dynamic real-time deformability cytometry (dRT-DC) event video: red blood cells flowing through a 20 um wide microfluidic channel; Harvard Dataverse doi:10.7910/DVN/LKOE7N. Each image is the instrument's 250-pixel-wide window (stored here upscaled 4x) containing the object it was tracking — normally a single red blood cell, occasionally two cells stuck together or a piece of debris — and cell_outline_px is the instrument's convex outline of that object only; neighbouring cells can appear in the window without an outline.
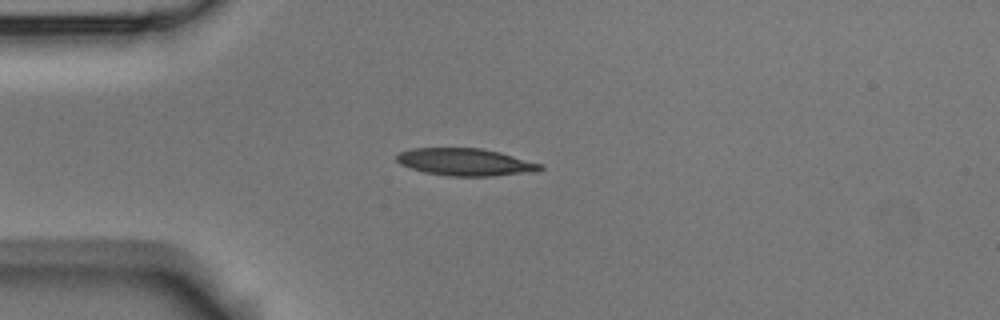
{"species": "Egyptian fruit bat (a non-hibernating species)", "species_latin": "Rousettus aegyptiacus", "temperature_condition": "room temperature", "stored_images_in_passage": 4, "camera_frame_rate_fps": 3000, "um_per_image_px": 0.085, "animal": {"sex": "male"}, "frame": {"image": 1, "passage_image": 3, "time_ms": 0.667, "image_size_px": [1000, 320], "cell_outline_px": [[544, 168], [536, 172], [492, 176], [448, 176], [424, 172], [400, 164], [396, 160], [396, 156], [400, 152], [412, 148], [480, 148], [500, 152], [544, 164]], "centroid_in_image_um": [39.6, 13.78], "position_along_channel_um": 45.4, "area_um2": 23.0}}
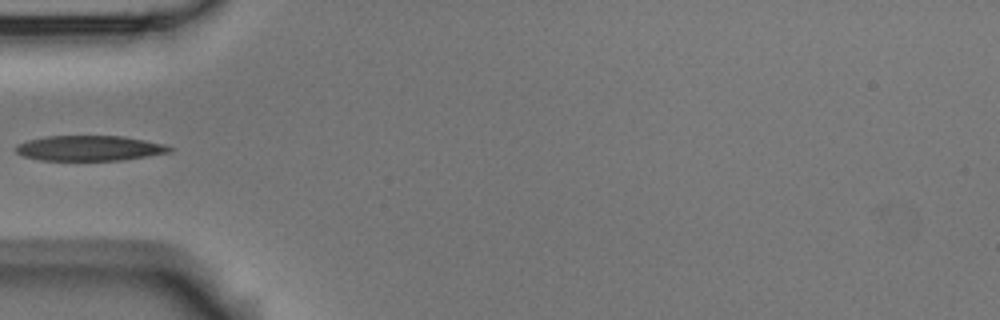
{"frame": {"image": 2, "passage_image": 4, "time_ms": 1.0, "image_size_px": [1000, 320], "cell_outline_px": [[176, 148], [172, 152], [148, 156], [120, 160], [40, 160], [24, 156], [16, 152], [16, 144], [28, 140], [44, 136], [124, 136], [164, 144]], "centroid_in_image_um": [7.63, 12.59], "position_along_channel_um": 77.4, "area_um2": 22.66}}